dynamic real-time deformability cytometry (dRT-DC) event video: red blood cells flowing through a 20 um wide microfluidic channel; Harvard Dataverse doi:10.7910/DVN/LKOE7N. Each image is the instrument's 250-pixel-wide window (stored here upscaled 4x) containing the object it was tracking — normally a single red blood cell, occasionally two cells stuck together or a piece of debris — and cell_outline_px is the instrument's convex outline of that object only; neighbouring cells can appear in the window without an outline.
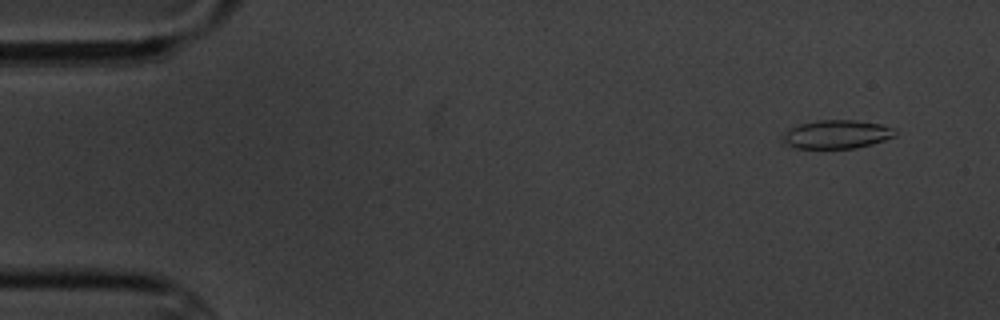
{"species": "common noctule bat (a hibernating species)", "species_latin": "Nyctalus noctula", "temperature_condition": "cold", "stored_images_in_passage": 7, "camera_frame_rate_fps": 3000, "um_per_image_px": 0.085, "animal": {"sex": "male", "body_mass_g": 20.1, "forearm_length_mm": 53.5}, "frame": {"image": 1, "passage_image": 2, "time_ms": 1.0, "image_size_px": [1000, 320], "cell_outline_px": [[896, 136], [872, 144], [856, 148], [796, 148], [784, 144], [784, 136], [792, 128], [800, 124], [816, 120], [856, 120], [880, 124], [896, 128]], "centroid_in_image_um": [71.19, 11.42], "position_along_channel_um": 13.8, "area_um2": 18.55}}
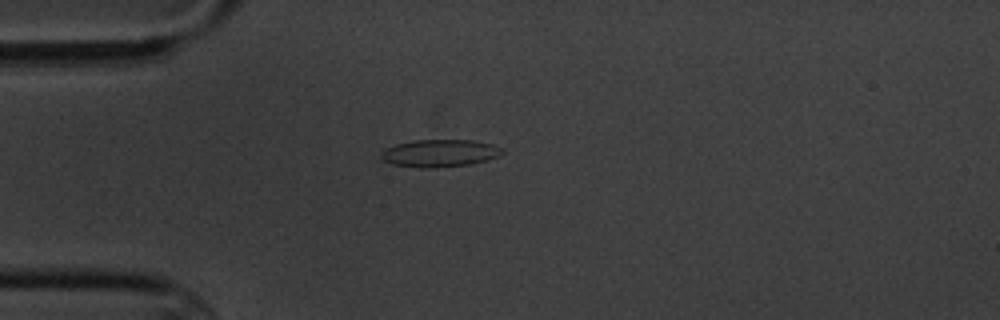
{"frame": {"image": 2, "passage_image": 5, "time_ms": 4.667, "image_size_px": [1000, 320], "cell_outline_px": [[504, 152], [500, 156], [488, 160], [472, 164], [436, 168], [420, 168], [392, 164], [384, 160], [380, 156], [380, 152], [384, 148], [396, 144], [412, 140], [472, 140], [492, 144], [504, 148]], "centroid_in_image_um": [37.39, 13.02], "position_along_channel_um": 47.6, "area_um2": 19.71}}
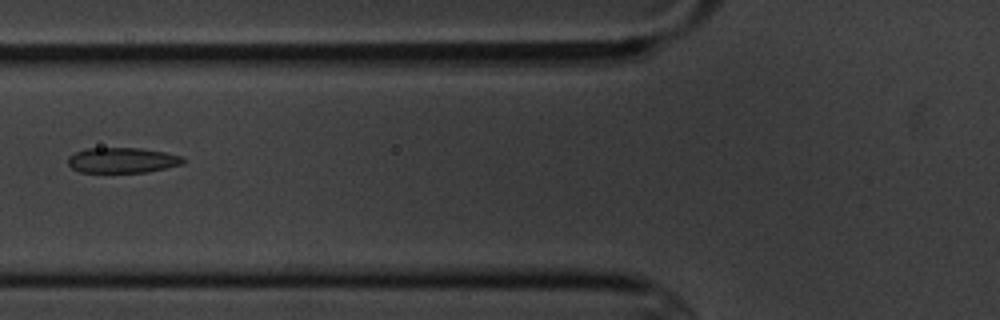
{"frame": {"image": 3, "passage_image": 7, "time_ms": 7.0, "image_size_px": [1000, 320], "cell_outline_px": [[184, 164], [148, 172], [80, 172], [72, 168], [68, 164], [68, 156], [76, 152], [88, 148], [140, 148], [164, 152], [184, 156]], "centroid_in_image_um": [10.42, 13.62], "position_along_channel_um": 115.4, "area_um2": 17.05}}